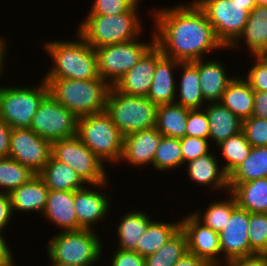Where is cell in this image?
Wrapping results in <instances>:
<instances>
[{"label": "cell", "mask_w": 267, "mask_h": 266, "mask_svg": "<svg viewBox=\"0 0 267 266\" xmlns=\"http://www.w3.org/2000/svg\"><path fill=\"white\" fill-rule=\"evenodd\" d=\"M155 45L166 57L180 62L203 59V54L225 47L215 35L204 12L193 1L153 11ZM207 52V53H206Z\"/></svg>", "instance_id": "6da1fadb"}, {"label": "cell", "mask_w": 267, "mask_h": 266, "mask_svg": "<svg viewBox=\"0 0 267 266\" xmlns=\"http://www.w3.org/2000/svg\"><path fill=\"white\" fill-rule=\"evenodd\" d=\"M78 117L48 93L32 118L30 129L51 143L77 135Z\"/></svg>", "instance_id": "7c38bea8"}, {"label": "cell", "mask_w": 267, "mask_h": 266, "mask_svg": "<svg viewBox=\"0 0 267 266\" xmlns=\"http://www.w3.org/2000/svg\"><path fill=\"white\" fill-rule=\"evenodd\" d=\"M111 261V266H145L144 257L130 250H116Z\"/></svg>", "instance_id": "f6af8a7d"}, {"label": "cell", "mask_w": 267, "mask_h": 266, "mask_svg": "<svg viewBox=\"0 0 267 266\" xmlns=\"http://www.w3.org/2000/svg\"><path fill=\"white\" fill-rule=\"evenodd\" d=\"M152 37L150 43L138 42L134 39L95 49L99 77L114 86L155 44L154 33Z\"/></svg>", "instance_id": "8fae6325"}, {"label": "cell", "mask_w": 267, "mask_h": 266, "mask_svg": "<svg viewBox=\"0 0 267 266\" xmlns=\"http://www.w3.org/2000/svg\"><path fill=\"white\" fill-rule=\"evenodd\" d=\"M157 108L148 97L126 95L114 86L109 90L106 112L123 136L156 127Z\"/></svg>", "instance_id": "5b68a950"}, {"label": "cell", "mask_w": 267, "mask_h": 266, "mask_svg": "<svg viewBox=\"0 0 267 266\" xmlns=\"http://www.w3.org/2000/svg\"><path fill=\"white\" fill-rule=\"evenodd\" d=\"M226 73L221 62L199 60V83L205 102H220L226 87L235 78Z\"/></svg>", "instance_id": "cb8c5ba5"}, {"label": "cell", "mask_w": 267, "mask_h": 266, "mask_svg": "<svg viewBox=\"0 0 267 266\" xmlns=\"http://www.w3.org/2000/svg\"><path fill=\"white\" fill-rule=\"evenodd\" d=\"M50 95L78 118L106 111L111 85L102 79L43 78Z\"/></svg>", "instance_id": "7a4b0ae2"}, {"label": "cell", "mask_w": 267, "mask_h": 266, "mask_svg": "<svg viewBox=\"0 0 267 266\" xmlns=\"http://www.w3.org/2000/svg\"><path fill=\"white\" fill-rule=\"evenodd\" d=\"M5 45L6 44H5L4 39L0 36V75L3 71V67H4L3 64L5 63V61H3L5 60L4 56L6 55Z\"/></svg>", "instance_id": "f5cc1de1"}, {"label": "cell", "mask_w": 267, "mask_h": 266, "mask_svg": "<svg viewBox=\"0 0 267 266\" xmlns=\"http://www.w3.org/2000/svg\"><path fill=\"white\" fill-rule=\"evenodd\" d=\"M180 68V61L162 55L156 62L153 81L147 95L155 105L175 103L178 99L176 92H179L172 73L175 68ZM176 97V98H175Z\"/></svg>", "instance_id": "d6986e66"}, {"label": "cell", "mask_w": 267, "mask_h": 266, "mask_svg": "<svg viewBox=\"0 0 267 266\" xmlns=\"http://www.w3.org/2000/svg\"><path fill=\"white\" fill-rule=\"evenodd\" d=\"M254 66L244 78L254 91L267 92V55L254 56Z\"/></svg>", "instance_id": "ee69618b"}, {"label": "cell", "mask_w": 267, "mask_h": 266, "mask_svg": "<svg viewBox=\"0 0 267 266\" xmlns=\"http://www.w3.org/2000/svg\"><path fill=\"white\" fill-rule=\"evenodd\" d=\"M183 69L180 80V92L175 103L188 109H201L204 98L199 83V60L194 62H180Z\"/></svg>", "instance_id": "f1b7e54d"}, {"label": "cell", "mask_w": 267, "mask_h": 266, "mask_svg": "<svg viewBox=\"0 0 267 266\" xmlns=\"http://www.w3.org/2000/svg\"><path fill=\"white\" fill-rule=\"evenodd\" d=\"M252 116L267 119V92L254 91V109Z\"/></svg>", "instance_id": "681fc988"}, {"label": "cell", "mask_w": 267, "mask_h": 266, "mask_svg": "<svg viewBox=\"0 0 267 266\" xmlns=\"http://www.w3.org/2000/svg\"><path fill=\"white\" fill-rule=\"evenodd\" d=\"M11 127L0 118V158L9 157Z\"/></svg>", "instance_id": "c3c4849f"}, {"label": "cell", "mask_w": 267, "mask_h": 266, "mask_svg": "<svg viewBox=\"0 0 267 266\" xmlns=\"http://www.w3.org/2000/svg\"><path fill=\"white\" fill-rule=\"evenodd\" d=\"M264 257L267 258V247L265 248V250L261 253Z\"/></svg>", "instance_id": "6f0895ef"}, {"label": "cell", "mask_w": 267, "mask_h": 266, "mask_svg": "<svg viewBox=\"0 0 267 266\" xmlns=\"http://www.w3.org/2000/svg\"><path fill=\"white\" fill-rule=\"evenodd\" d=\"M51 155L75 170L85 183L108 185L104 163L77 136L53 142Z\"/></svg>", "instance_id": "9c48e42d"}, {"label": "cell", "mask_w": 267, "mask_h": 266, "mask_svg": "<svg viewBox=\"0 0 267 266\" xmlns=\"http://www.w3.org/2000/svg\"><path fill=\"white\" fill-rule=\"evenodd\" d=\"M154 44L142 58L114 85L121 93L131 96L147 97L156 68L157 60L162 56Z\"/></svg>", "instance_id": "2e32d148"}, {"label": "cell", "mask_w": 267, "mask_h": 266, "mask_svg": "<svg viewBox=\"0 0 267 266\" xmlns=\"http://www.w3.org/2000/svg\"><path fill=\"white\" fill-rule=\"evenodd\" d=\"M137 4L121 14L88 15L77 32L94 49L138 39L143 28L138 20Z\"/></svg>", "instance_id": "277c9868"}, {"label": "cell", "mask_w": 267, "mask_h": 266, "mask_svg": "<svg viewBox=\"0 0 267 266\" xmlns=\"http://www.w3.org/2000/svg\"><path fill=\"white\" fill-rule=\"evenodd\" d=\"M38 175L54 191H76L86 184L75 170L52 155Z\"/></svg>", "instance_id": "83f0119b"}, {"label": "cell", "mask_w": 267, "mask_h": 266, "mask_svg": "<svg viewBox=\"0 0 267 266\" xmlns=\"http://www.w3.org/2000/svg\"><path fill=\"white\" fill-rule=\"evenodd\" d=\"M220 103L241 120L250 118L254 109V90L245 79L236 77L226 87Z\"/></svg>", "instance_id": "4316f807"}, {"label": "cell", "mask_w": 267, "mask_h": 266, "mask_svg": "<svg viewBox=\"0 0 267 266\" xmlns=\"http://www.w3.org/2000/svg\"><path fill=\"white\" fill-rule=\"evenodd\" d=\"M174 266H209V264L196 255L186 252Z\"/></svg>", "instance_id": "816d5d0a"}, {"label": "cell", "mask_w": 267, "mask_h": 266, "mask_svg": "<svg viewBox=\"0 0 267 266\" xmlns=\"http://www.w3.org/2000/svg\"><path fill=\"white\" fill-rule=\"evenodd\" d=\"M188 112V108L177 103L159 105L156 117L157 130L165 137H185Z\"/></svg>", "instance_id": "f546056e"}, {"label": "cell", "mask_w": 267, "mask_h": 266, "mask_svg": "<svg viewBox=\"0 0 267 266\" xmlns=\"http://www.w3.org/2000/svg\"><path fill=\"white\" fill-rule=\"evenodd\" d=\"M151 221L146 213L137 210L123 215L117 229L119 239V248L117 249L134 251L138 240Z\"/></svg>", "instance_id": "1f68e13d"}, {"label": "cell", "mask_w": 267, "mask_h": 266, "mask_svg": "<svg viewBox=\"0 0 267 266\" xmlns=\"http://www.w3.org/2000/svg\"><path fill=\"white\" fill-rule=\"evenodd\" d=\"M242 132L252 147L267 146V119L251 116L242 120Z\"/></svg>", "instance_id": "ab89813d"}, {"label": "cell", "mask_w": 267, "mask_h": 266, "mask_svg": "<svg viewBox=\"0 0 267 266\" xmlns=\"http://www.w3.org/2000/svg\"><path fill=\"white\" fill-rule=\"evenodd\" d=\"M228 186L238 207L249 213H267V177Z\"/></svg>", "instance_id": "603a6c76"}, {"label": "cell", "mask_w": 267, "mask_h": 266, "mask_svg": "<svg viewBox=\"0 0 267 266\" xmlns=\"http://www.w3.org/2000/svg\"><path fill=\"white\" fill-rule=\"evenodd\" d=\"M51 262H52L53 266H70V265H67V264L56 263V262H53L52 260H51Z\"/></svg>", "instance_id": "9f6ffc18"}, {"label": "cell", "mask_w": 267, "mask_h": 266, "mask_svg": "<svg viewBox=\"0 0 267 266\" xmlns=\"http://www.w3.org/2000/svg\"><path fill=\"white\" fill-rule=\"evenodd\" d=\"M202 109H189L186 122V136L209 139V119Z\"/></svg>", "instance_id": "60d3db41"}, {"label": "cell", "mask_w": 267, "mask_h": 266, "mask_svg": "<svg viewBox=\"0 0 267 266\" xmlns=\"http://www.w3.org/2000/svg\"><path fill=\"white\" fill-rule=\"evenodd\" d=\"M181 229V223L151 221L138 240L135 252L145 257L157 252L170 238Z\"/></svg>", "instance_id": "4dcf8cb0"}, {"label": "cell", "mask_w": 267, "mask_h": 266, "mask_svg": "<svg viewBox=\"0 0 267 266\" xmlns=\"http://www.w3.org/2000/svg\"><path fill=\"white\" fill-rule=\"evenodd\" d=\"M11 203L9 193L0 191V232L3 233L6 225L12 218Z\"/></svg>", "instance_id": "bcb514c9"}, {"label": "cell", "mask_w": 267, "mask_h": 266, "mask_svg": "<svg viewBox=\"0 0 267 266\" xmlns=\"http://www.w3.org/2000/svg\"><path fill=\"white\" fill-rule=\"evenodd\" d=\"M248 224L249 212L237 206L219 232L221 253L225 255L223 257L225 263L239 257L250 256Z\"/></svg>", "instance_id": "9a60e30c"}, {"label": "cell", "mask_w": 267, "mask_h": 266, "mask_svg": "<svg viewBox=\"0 0 267 266\" xmlns=\"http://www.w3.org/2000/svg\"><path fill=\"white\" fill-rule=\"evenodd\" d=\"M43 214L63 231L81 230L74 208V191L49 190Z\"/></svg>", "instance_id": "ffe728a7"}, {"label": "cell", "mask_w": 267, "mask_h": 266, "mask_svg": "<svg viewBox=\"0 0 267 266\" xmlns=\"http://www.w3.org/2000/svg\"><path fill=\"white\" fill-rule=\"evenodd\" d=\"M181 230L186 235L188 252L205 260L209 265L220 262L221 247L219 233L204 226L191 213L180 221ZM218 256V257H216Z\"/></svg>", "instance_id": "5bb4252c"}, {"label": "cell", "mask_w": 267, "mask_h": 266, "mask_svg": "<svg viewBox=\"0 0 267 266\" xmlns=\"http://www.w3.org/2000/svg\"><path fill=\"white\" fill-rule=\"evenodd\" d=\"M40 83L37 88H0V118L11 128L30 127L40 102L49 93L48 84L44 80Z\"/></svg>", "instance_id": "ba28073f"}, {"label": "cell", "mask_w": 267, "mask_h": 266, "mask_svg": "<svg viewBox=\"0 0 267 266\" xmlns=\"http://www.w3.org/2000/svg\"><path fill=\"white\" fill-rule=\"evenodd\" d=\"M250 255L261 254L267 247V213H249Z\"/></svg>", "instance_id": "f35d334b"}, {"label": "cell", "mask_w": 267, "mask_h": 266, "mask_svg": "<svg viewBox=\"0 0 267 266\" xmlns=\"http://www.w3.org/2000/svg\"><path fill=\"white\" fill-rule=\"evenodd\" d=\"M186 252V235L180 229L157 252L144 257L145 266H174Z\"/></svg>", "instance_id": "836d02e7"}, {"label": "cell", "mask_w": 267, "mask_h": 266, "mask_svg": "<svg viewBox=\"0 0 267 266\" xmlns=\"http://www.w3.org/2000/svg\"><path fill=\"white\" fill-rule=\"evenodd\" d=\"M227 266H267V258L262 254L239 257L229 261Z\"/></svg>", "instance_id": "7dc6e473"}, {"label": "cell", "mask_w": 267, "mask_h": 266, "mask_svg": "<svg viewBox=\"0 0 267 266\" xmlns=\"http://www.w3.org/2000/svg\"><path fill=\"white\" fill-rule=\"evenodd\" d=\"M229 195L231 197L228 201L226 199V201L211 202L204 213L196 211L192 215L204 226L219 233L230 219L232 211L237 207L234 196L231 193Z\"/></svg>", "instance_id": "d590c367"}, {"label": "cell", "mask_w": 267, "mask_h": 266, "mask_svg": "<svg viewBox=\"0 0 267 266\" xmlns=\"http://www.w3.org/2000/svg\"><path fill=\"white\" fill-rule=\"evenodd\" d=\"M139 0H95L88 15H116L129 11Z\"/></svg>", "instance_id": "7bdbcfd3"}, {"label": "cell", "mask_w": 267, "mask_h": 266, "mask_svg": "<svg viewBox=\"0 0 267 266\" xmlns=\"http://www.w3.org/2000/svg\"><path fill=\"white\" fill-rule=\"evenodd\" d=\"M183 164L180 139L163 136L156 149L153 167L157 170H174Z\"/></svg>", "instance_id": "74e56055"}, {"label": "cell", "mask_w": 267, "mask_h": 266, "mask_svg": "<svg viewBox=\"0 0 267 266\" xmlns=\"http://www.w3.org/2000/svg\"><path fill=\"white\" fill-rule=\"evenodd\" d=\"M76 136L102 162L120 161L124 136L106 111L80 117Z\"/></svg>", "instance_id": "8992f818"}, {"label": "cell", "mask_w": 267, "mask_h": 266, "mask_svg": "<svg viewBox=\"0 0 267 266\" xmlns=\"http://www.w3.org/2000/svg\"><path fill=\"white\" fill-rule=\"evenodd\" d=\"M244 38L252 55H267V6L256 5L250 11L242 33L228 48H238L239 42Z\"/></svg>", "instance_id": "44dd1931"}, {"label": "cell", "mask_w": 267, "mask_h": 266, "mask_svg": "<svg viewBox=\"0 0 267 266\" xmlns=\"http://www.w3.org/2000/svg\"><path fill=\"white\" fill-rule=\"evenodd\" d=\"M163 135L156 127L139 130L123 137V151L120 158L135 166L153 165L156 149Z\"/></svg>", "instance_id": "e0dca14e"}, {"label": "cell", "mask_w": 267, "mask_h": 266, "mask_svg": "<svg viewBox=\"0 0 267 266\" xmlns=\"http://www.w3.org/2000/svg\"><path fill=\"white\" fill-rule=\"evenodd\" d=\"M98 191V189H88L86 186L74 191V208L81 229H93L92 224L101 221L107 215L110 198Z\"/></svg>", "instance_id": "ac0fdd59"}, {"label": "cell", "mask_w": 267, "mask_h": 266, "mask_svg": "<svg viewBox=\"0 0 267 266\" xmlns=\"http://www.w3.org/2000/svg\"><path fill=\"white\" fill-rule=\"evenodd\" d=\"M233 1L242 5H246V10H248L249 12L256 6L255 0H233Z\"/></svg>", "instance_id": "db71d44e"}, {"label": "cell", "mask_w": 267, "mask_h": 266, "mask_svg": "<svg viewBox=\"0 0 267 266\" xmlns=\"http://www.w3.org/2000/svg\"><path fill=\"white\" fill-rule=\"evenodd\" d=\"M0 232V266H15L12 252L6 243V239Z\"/></svg>", "instance_id": "f907efd6"}, {"label": "cell", "mask_w": 267, "mask_h": 266, "mask_svg": "<svg viewBox=\"0 0 267 266\" xmlns=\"http://www.w3.org/2000/svg\"><path fill=\"white\" fill-rule=\"evenodd\" d=\"M221 155L227 160L221 167L227 176H229L250 154L252 146L247 141L244 133L229 137L219 145Z\"/></svg>", "instance_id": "e575fe53"}, {"label": "cell", "mask_w": 267, "mask_h": 266, "mask_svg": "<svg viewBox=\"0 0 267 266\" xmlns=\"http://www.w3.org/2000/svg\"><path fill=\"white\" fill-rule=\"evenodd\" d=\"M36 173L13 158H0V187L10 193L27 183Z\"/></svg>", "instance_id": "8d00e7d4"}, {"label": "cell", "mask_w": 267, "mask_h": 266, "mask_svg": "<svg viewBox=\"0 0 267 266\" xmlns=\"http://www.w3.org/2000/svg\"><path fill=\"white\" fill-rule=\"evenodd\" d=\"M93 229L63 231L48 244L50 260L70 266H93L102 255V242Z\"/></svg>", "instance_id": "52a82bcc"}, {"label": "cell", "mask_w": 267, "mask_h": 266, "mask_svg": "<svg viewBox=\"0 0 267 266\" xmlns=\"http://www.w3.org/2000/svg\"><path fill=\"white\" fill-rule=\"evenodd\" d=\"M212 25L215 35L228 48L242 33L249 11L233 0H195Z\"/></svg>", "instance_id": "30bf717a"}, {"label": "cell", "mask_w": 267, "mask_h": 266, "mask_svg": "<svg viewBox=\"0 0 267 266\" xmlns=\"http://www.w3.org/2000/svg\"><path fill=\"white\" fill-rule=\"evenodd\" d=\"M49 189L43 179L34 175L27 183L19 186L9 193L11 211L18 210L21 212L38 211L43 214Z\"/></svg>", "instance_id": "7402d4cb"}, {"label": "cell", "mask_w": 267, "mask_h": 266, "mask_svg": "<svg viewBox=\"0 0 267 266\" xmlns=\"http://www.w3.org/2000/svg\"><path fill=\"white\" fill-rule=\"evenodd\" d=\"M256 5L267 6V0H255Z\"/></svg>", "instance_id": "11a10c76"}, {"label": "cell", "mask_w": 267, "mask_h": 266, "mask_svg": "<svg viewBox=\"0 0 267 266\" xmlns=\"http://www.w3.org/2000/svg\"><path fill=\"white\" fill-rule=\"evenodd\" d=\"M186 164H188V177L195 183L207 187L212 185L211 188L216 190L229 188L228 176L223 169L219 168L218 160L213 153L209 152Z\"/></svg>", "instance_id": "d4e9b609"}, {"label": "cell", "mask_w": 267, "mask_h": 266, "mask_svg": "<svg viewBox=\"0 0 267 266\" xmlns=\"http://www.w3.org/2000/svg\"><path fill=\"white\" fill-rule=\"evenodd\" d=\"M267 177V146L252 147L249 156L228 176V183Z\"/></svg>", "instance_id": "d6a6232c"}, {"label": "cell", "mask_w": 267, "mask_h": 266, "mask_svg": "<svg viewBox=\"0 0 267 266\" xmlns=\"http://www.w3.org/2000/svg\"><path fill=\"white\" fill-rule=\"evenodd\" d=\"M77 35L78 41L56 40L44 44L54 65L43 78L101 79L98 74L96 50L78 33Z\"/></svg>", "instance_id": "3957f363"}, {"label": "cell", "mask_w": 267, "mask_h": 266, "mask_svg": "<svg viewBox=\"0 0 267 266\" xmlns=\"http://www.w3.org/2000/svg\"><path fill=\"white\" fill-rule=\"evenodd\" d=\"M209 139L185 136L180 138V146L183 155V164L195 160L210 152Z\"/></svg>", "instance_id": "b9f144b4"}, {"label": "cell", "mask_w": 267, "mask_h": 266, "mask_svg": "<svg viewBox=\"0 0 267 266\" xmlns=\"http://www.w3.org/2000/svg\"><path fill=\"white\" fill-rule=\"evenodd\" d=\"M9 157L38 174L49 161L52 143L30 128H12Z\"/></svg>", "instance_id": "4fadbf2b"}, {"label": "cell", "mask_w": 267, "mask_h": 266, "mask_svg": "<svg viewBox=\"0 0 267 266\" xmlns=\"http://www.w3.org/2000/svg\"><path fill=\"white\" fill-rule=\"evenodd\" d=\"M209 119V141H216V145L242 131V120L234 115L220 102L209 103L205 107Z\"/></svg>", "instance_id": "484cf974"}]
</instances>
